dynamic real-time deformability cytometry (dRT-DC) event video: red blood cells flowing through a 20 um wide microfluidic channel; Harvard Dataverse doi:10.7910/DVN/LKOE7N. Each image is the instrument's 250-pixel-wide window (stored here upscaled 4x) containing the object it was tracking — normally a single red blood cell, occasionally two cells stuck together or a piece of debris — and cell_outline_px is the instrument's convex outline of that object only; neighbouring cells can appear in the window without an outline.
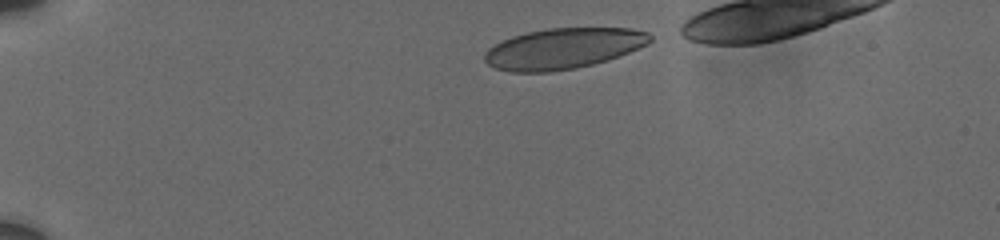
{"species": "human", "species_latin": "Homo sapiens", "temperature_condition": "cold", "stored_images_in_passage": 3, "camera_frame_rate_fps": 3000, "um_per_image_px": 0.085, "donor": {"sex": "male"}, "frame": {"image": 1, "passage_image": 1, "time_ms": 0.0, "image_size_px": [1000, 240], "cell_outline_px": [[652, 40], [648, 44], [608, 60], [576, 68], [548, 72], [512, 72], [496, 68], [488, 64], [484, 60], [484, 52], [488, 48], [500, 40], [512, 36], [528, 32], [548, 28], [632, 28], [648, 32], [652, 36]], "centroid_in_image_um": [47.86, 4.12], "position_along_channel_um": 37.1, "area_um2": 39.36}}